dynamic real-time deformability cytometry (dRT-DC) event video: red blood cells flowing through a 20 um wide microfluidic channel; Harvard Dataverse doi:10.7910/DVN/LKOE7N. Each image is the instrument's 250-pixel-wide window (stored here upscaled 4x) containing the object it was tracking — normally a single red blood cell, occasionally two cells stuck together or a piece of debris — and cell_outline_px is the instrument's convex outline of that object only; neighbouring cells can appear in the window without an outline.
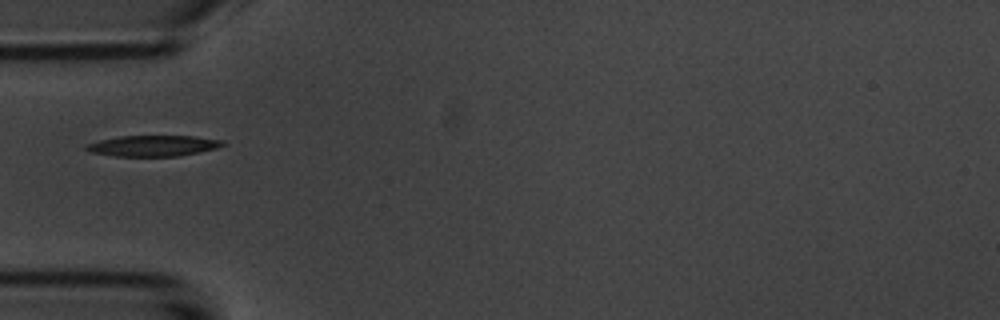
{"species": "common noctule bat (a hibernating species)", "species_latin": "Nyctalus noctula", "temperature_condition": "room temperature", "stored_images_in_passage": 1, "camera_frame_rate_fps": 3000, "um_per_image_px": 0.085, "animal": {"sex": "male", "body_mass_g": 20.1, "forearm_length_mm": 53.5}, "frame": {"image": 1, "passage_image": 1, "time_ms": 0.0, "image_size_px": [1000, 320], "cell_outline_px": [[224, 144], [216, 148], [180, 156], [116, 156], [92, 152], [84, 148], [84, 144], [100, 140], [120, 136], [196, 136], [224, 140]], "centroid_in_image_um": [13.01, 12.38], "position_along_channel_um": 72.0, "area_um2": 16.53}}